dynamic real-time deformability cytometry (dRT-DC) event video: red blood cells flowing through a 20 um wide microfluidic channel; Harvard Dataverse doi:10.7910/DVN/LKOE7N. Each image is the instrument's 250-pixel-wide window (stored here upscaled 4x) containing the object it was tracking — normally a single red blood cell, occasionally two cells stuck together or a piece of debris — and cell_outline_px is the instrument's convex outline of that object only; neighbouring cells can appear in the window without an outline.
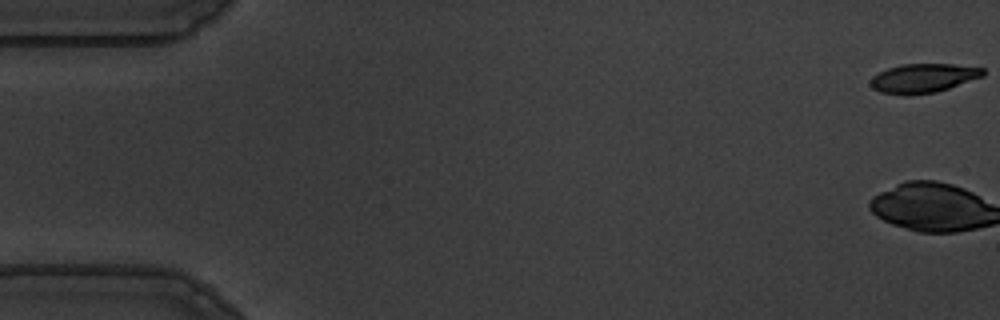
{"species": "common noctule bat (a hibernating species)", "species_latin": "Nyctalus noctula", "temperature_condition": "warm", "stored_images_in_passage": 57, "camera_frame_rate_fps": 3000, "um_per_image_px": 0.085, "animal": {"sex": "male", "body_mass_g": 19.5, "forearm_length_mm": 54.6}, "frame": {"image": 1, "passage_image": 1, "time_ms": 0.0, "image_size_px": [1000, 320], "cell_outline_px": [[984, 76], [936, 92], [908, 96], [904, 96], [880, 92], [872, 88], [868, 84], [872, 76], [888, 68], [900, 64], [952, 64], [984, 68]], "centroid_in_image_um": [78.43, 6.66], "position_along_channel_um": 6.6, "area_um2": 19.25}}